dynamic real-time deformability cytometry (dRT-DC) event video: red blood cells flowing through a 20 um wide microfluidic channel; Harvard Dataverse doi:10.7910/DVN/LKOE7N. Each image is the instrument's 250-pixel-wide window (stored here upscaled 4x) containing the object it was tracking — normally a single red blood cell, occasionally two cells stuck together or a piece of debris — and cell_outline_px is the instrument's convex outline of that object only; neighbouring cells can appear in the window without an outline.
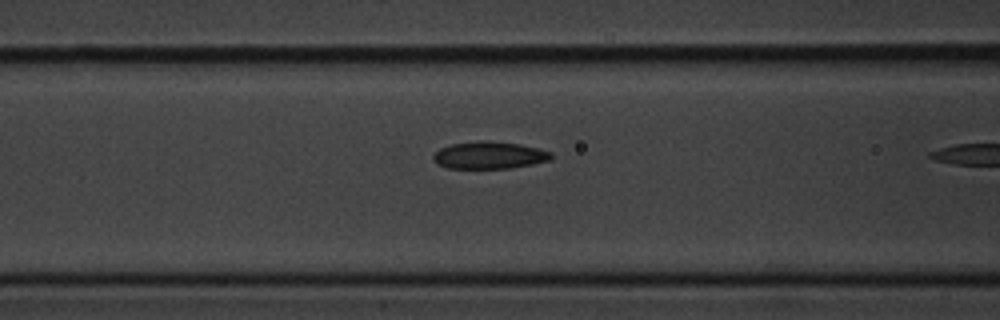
{"species": "common noctule bat (a hibernating species)", "species_latin": "Nyctalus noctula", "temperature_condition": "cold", "stored_images_in_passage": 10, "camera_frame_rate_fps": 3000, "um_per_image_px": 0.085, "animal": {"sex": "male", "body_mass_g": 20.1, "forearm_length_mm": 53.5}, "frame": {"image": 1, "passage_image": 9, "time_ms": 2.667, "image_size_px": [1000, 320], "cell_outline_px": [[552, 156], [548, 160], [532, 164], [508, 168], [448, 168], [436, 164], [432, 160], [432, 156], [440, 148], [452, 144], [476, 140], [488, 140], [520, 144], [552, 152]], "centroid_in_image_um": [41.54, 13.18], "position_along_channel_um": 125.1, "area_um2": 18.73}}